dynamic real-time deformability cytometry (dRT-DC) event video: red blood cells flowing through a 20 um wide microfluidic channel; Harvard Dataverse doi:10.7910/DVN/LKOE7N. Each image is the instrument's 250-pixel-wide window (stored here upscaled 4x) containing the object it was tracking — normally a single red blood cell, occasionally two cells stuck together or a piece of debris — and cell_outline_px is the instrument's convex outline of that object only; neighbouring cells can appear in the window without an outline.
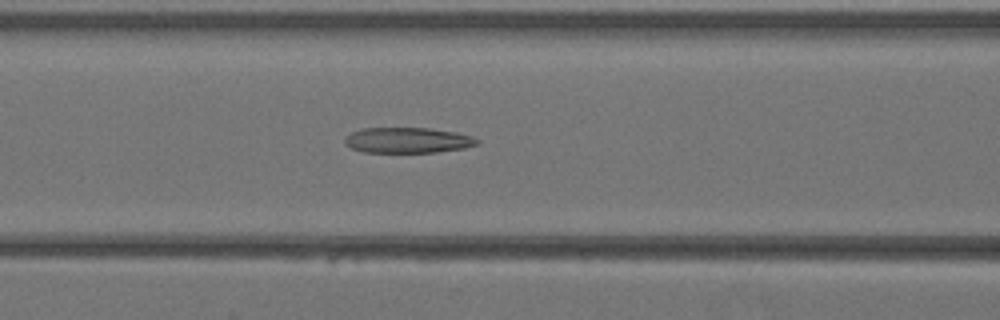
{"species": "Egyptian fruit bat (a non-hibernating species)", "species_latin": "Rousettus aegyptiacus", "temperature_condition": "warm", "stored_images_in_passage": 40, "camera_frame_rate_fps": 3000, "um_per_image_px": 0.085, "animal": {"sex": "female"}, "frame": {"image": 1, "passage_image": 17, "time_ms": 5.333, "image_size_px": [1000, 320], "cell_outline_px": [[480, 144], [464, 148], [436, 152], [364, 152], [352, 148], [344, 144], [344, 136], [352, 132], [364, 128], [428, 128], [456, 132], [472, 136], [480, 140]], "centroid_in_image_um": [34.66, 11.92], "position_along_channel_um": 131.9, "area_um2": 19.77}}
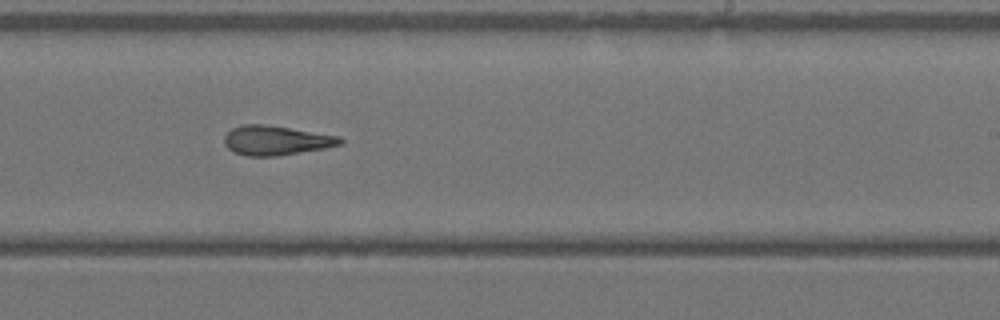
{"frame": {"image": 2, "passage_image": 25, "time_ms": 8.0, "image_size_px": [1000, 320], "cell_outline_px": [[344, 144], [328, 148], [276, 156], [244, 156], [232, 152], [224, 144], [224, 136], [232, 128], [240, 124], [264, 124], [340, 136], [344, 140]], "centroid_in_image_um": [23.47, 11.94], "position_along_channel_um": 265.5, "area_um2": 20.17}}
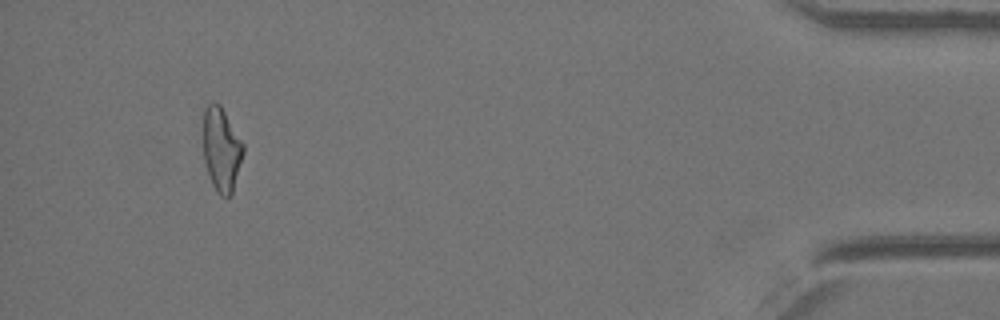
{"frame": {"image": 3, "passage_image": 38, "time_ms": 12.333, "image_size_px": [1000, 320], "cell_outline_px": [[244, 152], [232, 192], [228, 196], [220, 196], [216, 192], [212, 184], [204, 160], [204, 108], [208, 104], [220, 104], [244, 144]], "centroid_in_image_um": [18.83, 12.71], "position_along_channel_um": 416.4, "area_um2": 19.25}}